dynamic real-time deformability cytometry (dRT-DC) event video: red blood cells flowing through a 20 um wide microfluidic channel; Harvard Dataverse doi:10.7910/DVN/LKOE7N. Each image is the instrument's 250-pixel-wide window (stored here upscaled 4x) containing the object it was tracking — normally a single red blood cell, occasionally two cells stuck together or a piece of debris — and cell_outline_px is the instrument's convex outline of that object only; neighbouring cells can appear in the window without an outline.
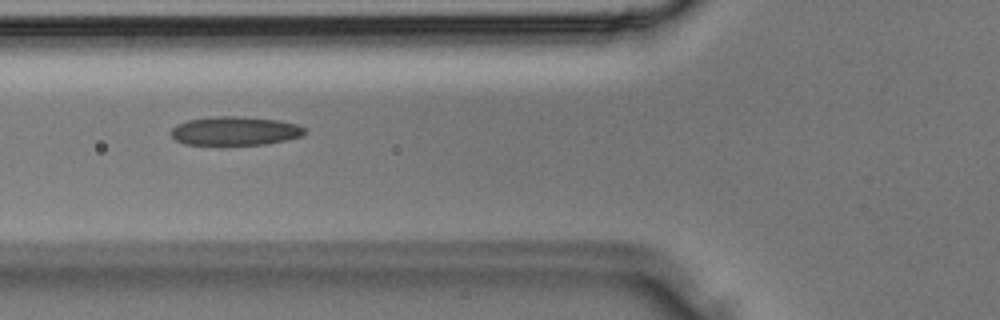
{"species": "Egyptian fruit bat (a non-hibernating species)", "species_latin": "Rousettus aegyptiacus", "temperature_condition": "room temperature", "stored_images_in_passage": 35, "camera_frame_rate_fps": 3000, "um_per_image_px": 0.085, "animal": {"sex": "male"}, "frame": {"image": 1, "passage_image": 13, "time_ms": 4.0, "image_size_px": [1000, 320], "cell_outline_px": [[308, 132], [304, 136], [268, 144], [184, 144], [176, 140], [172, 136], [172, 128], [176, 124], [188, 120], [216, 116], [236, 116], [280, 120], [296, 124], [304, 128]], "centroid_in_image_um": [20.02, 11.12], "position_along_channel_um": 105.8, "area_um2": 22.37}}
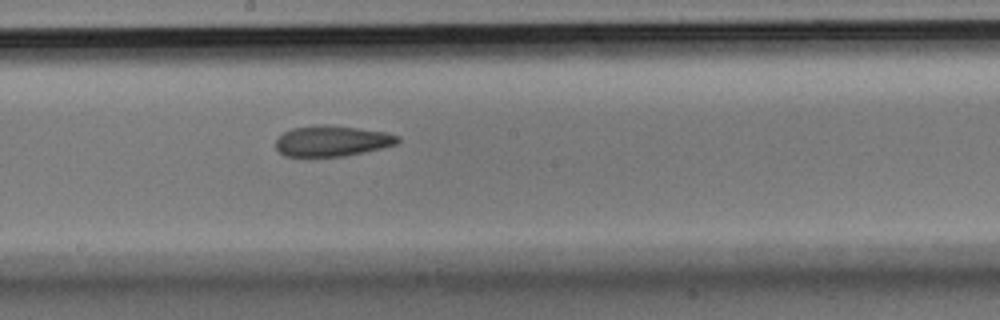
{"frame": {"image": 2, "passage_image": 19, "time_ms": 6.0, "image_size_px": [1000, 320], "cell_outline_px": [[400, 140], [396, 144], [364, 152], [344, 156], [284, 156], [276, 148], [276, 140], [284, 132], [292, 128], [324, 124], [356, 128], [384, 132], [400, 136]], "centroid_in_image_um": [28.21, 11.98], "position_along_channel_um": 220.0, "area_um2": 21.56}}
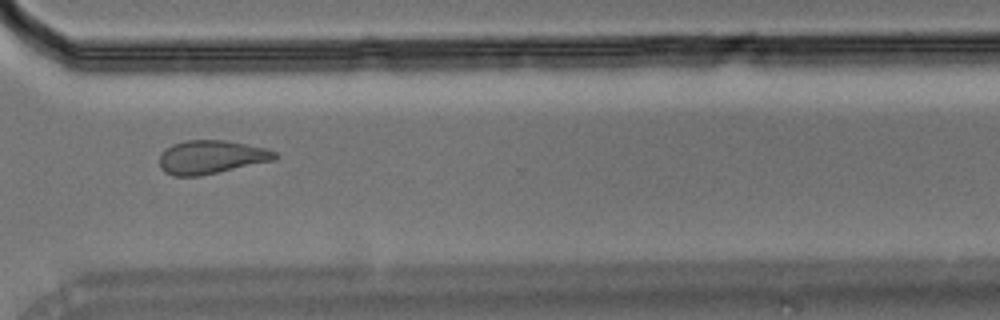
{"frame": {"image": 3, "passage_image": 26, "time_ms": 8.333, "image_size_px": [1000, 320], "cell_outline_px": [[276, 160], [200, 176], [172, 176], [164, 172], [160, 168], [160, 156], [172, 144], [188, 140], [224, 140], [268, 148], [276, 152]], "centroid_in_image_um": [17.97, 13.36], "position_along_channel_um": 352.6, "area_um2": 22.54}}